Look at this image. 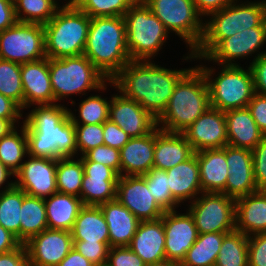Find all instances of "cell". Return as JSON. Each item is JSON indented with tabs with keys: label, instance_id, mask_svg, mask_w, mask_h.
Instances as JSON below:
<instances>
[{
	"label": "cell",
	"instance_id": "cell-25",
	"mask_svg": "<svg viewBox=\"0 0 266 266\" xmlns=\"http://www.w3.org/2000/svg\"><path fill=\"white\" fill-rule=\"evenodd\" d=\"M195 152L182 133L155 128L153 168L167 170L189 159Z\"/></svg>",
	"mask_w": 266,
	"mask_h": 266
},
{
	"label": "cell",
	"instance_id": "cell-57",
	"mask_svg": "<svg viewBox=\"0 0 266 266\" xmlns=\"http://www.w3.org/2000/svg\"><path fill=\"white\" fill-rule=\"evenodd\" d=\"M21 244L16 236L0 225V254L17 249Z\"/></svg>",
	"mask_w": 266,
	"mask_h": 266
},
{
	"label": "cell",
	"instance_id": "cell-26",
	"mask_svg": "<svg viewBox=\"0 0 266 266\" xmlns=\"http://www.w3.org/2000/svg\"><path fill=\"white\" fill-rule=\"evenodd\" d=\"M99 206L108 225L110 247L128 246L141 221L116 199Z\"/></svg>",
	"mask_w": 266,
	"mask_h": 266
},
{
	"label": "cell",
	"instance_id": "cell-42",
	"mask_svg": "<svg viewBox=\"0 0 266 266\" xmlns=\"http://www.w3.org/2000/svg\"><path fill=\"white\" fill-rule=\"evenodd\" d=\"M82 12L91 18L124 16L134 0H71Z\"/></svg>",
	"mask_w": 266,
	"mask_h": 266
},
{
	"label": "cell",
	"instance_id": "cell-56",
	"mask_svg": "<svg viewBox=\"0 0 266 266\" xmlns=\"http://www.w3.org/2000/svg\"><path fill=\"white\" fill-rule=\"evenodd\" d=\"M16 22L14 3L9 0H0V31L12 27Z\"/></svg>",
	"mask_w": 266,
	"mask_h": 266
},
{
	"label": "cell",
	"instance_id": "cell-38",
	"mask_svg": "<svg viewBox=\"0 0 266 266\" xmlns=\"http://www.w3.org/2000/svg\"><path fill=\"white\" fill-rule=\"evenodd\" d=\"M83 175L81 159H77V161L74 160V157L57 159L56 186L59 193L71 194L80 198Z\"/></svg>",
	"mask_w": 266,
	"mask_h": 266
},
{
	"label": "cell",
	"instance_id": "cell-47",
	"mask_svg": "<svg viewBox=\"0 0 266 266\" xmlns=\"http://www.w3.org/2000/svg\"><path fill=\"white\" fill-rule=\"evenodd\" d=\"M253 172L258 191H266V136L252 150Z\"/></svg>",
	"mask_w": 266,
	"mask_h": 266
},
{
	"label": "cell",
	"instance_id": "cell-54",
	"mask_svg": "<svg viewBox=\"0 0 266 266\" xmlns=\"http://www.w3.org/2000/svg\"><path fill=\"white\" fill-rule=\"evenodd\" d=\"M21 111L13 100L0 93V118L9 120L15 126V123L23 117Z\"/></svg>",
	"mask_w": 266,
	"mask_h": 266
},
{
	"label": "cell",
	"instance_id": "cell-32",
	"mask_svg": "<svg viewBox=\"0 0 266 266\" xmlns=\"http://www.w3.org/2000/svg\"><path fill=\"white\" fill-rule=\"evenodd\" d=\"M44 200L48 229L71 231L79 211L84 206L81 198L56 192Z\"/></svg>",
	"mask_w": 266,
	"mask_h": 266
},
{
	"label": "cell",
	"instance_id": "cell-6",
	"mask_svg": "<svg viewBox=\"0 0 266 266\" xmlns=\"http://www.w3.org/2000/svg\"><path fill=\"white\" fill-rule=\"evenodd\" d=\"M209 16L211 19L204 23V34L193 52L194 57H206L223 39L259 26L266 19V5L264 0L239 5L237 0H233L227 7Z\"/></svg>",
	"mask_w": 266,
	"mask_h": 266
},
{
	"label": "cell",
	"instance_id": "cell-1",
	"mask_svg": "<svg viewBox=\"0 0 266 266\" xmlns=\"http://www.w3.org/2000/svg\"><path fill=\"white\" fill-rule=\"evenodd\" d=\"M190 69L172 70L148 60H130L108 82L157 119L166 109L176 84Z\"/></svg>",
	"mask_w": 266,
	"mask_h": 266
},
{
	"label": "cell",
	"instance_id": "cell-9",
	"mask_svg": "<svg viewBox=\"0 0 266 266\" xmlns=\"http://www.w3.org/2000/svg\"><path fill=\"white\" fill-rule=\"evenodd\" d=\"M198 68L206 78L211 107L226 112L248 106L255 94L250 67L245 70L240 65H222L215 79L211 78L214 69L203 65Z\"/></svg>",
	"mask_w": 266,
	"mask_h": 266
},
{
	"label": "cell",
	"instance_id": "cell-28",
	"mask_svg": "<svg viewBox=\"0 0 266 266\" xmlns=\"http://www.w3.org/2000/svg\"><path fill=\"white\" fill-rule=\"evenodd\" d=\"M197 161L200 169V184L202 192L225 194L228 177L226 161V146L219 149L197 151Z\"/></svg>",
	"mask_w": 266,
	"mask_h": 266
},
{
	"label": "cell",
	"instance_id": "cell-45",
	"mask_svg": "<svg viewBox=\"0 0 266 266\" xmlns=\"http://www.w3.org/2000/svg\"><path fill=\"white\" fill-rule=\"evenodd\" d=\"M82 161H93L102 163L105 166L112 168L120 176V150L109 147L107 145H100L90 151L84 156H81Z\"/></svg>",
	"mask_w": 266,
	"mask_h": 266
},
{
	"label": "cell",
	"instance_id": "cell-58",
	"mask_svg": "<svg viewBox=\"0 0 266 266\" xmlns=\"http://www.w3.org/2000/svg\"><path fill=\"white\" fill-rule=\"evenodd\" d=\"M58 266H95L75 248H72Z\"/></svg>",
	"mask_w": 266,
	"mask_h": 266
},
{
	"label": "cell",
	"instance_id": "cell-22",
	"mask_svg": "<svg viewBox=\"0 0 266 266\" xmlns=\"http://www.w3.org/2000/svg\"><path fill=\"white\" fill-rule=\"evenodd\" d=\"M24 108L31 105L55 104L50 81L49 58L21 64Z\"/></svg>",
	"mask_w": 266,
	"mask_h": 266
},
{
	"label": "cell",
	"instance_id": "cell-8",
	"mask_svg": "<svg viewBox=\"0 0 266 266\" xmlns=\"http://www.w3.org/2000/svg\"><path fill=\"white\" fill-rule=\"evenodd\" d=\"M49 71L55 102L91 89L104 91L108 81L85 55L49 58Z\"/></svg>",
	"mask_w": 266,
	"mask_h": 266
},
{
	"label": "cell",
	"instance_id": "cell-43",
	"mask_svg": "<svg viewBox=\"0 0 266 266\" xmlns=\"http://www.w3.org/2000/svg\"><path fill=\"white\" fill-rule=\"evenodd\" d=\"M146 179L148 190L156 202L165 210H175L179 203L172 197L168 175L165 170L152 168L147 174L143 175Z\"/></svg>",
	"mask_w": 266,
	"mask_h": 266
},
{
	"label": "cell",
	"instance_id": "cell-16",
	"mask_svg": "<svg viewBox=\"0 0 266 266\" xmlns=\"http://www.w3.org/2000/svg\"><path fill=\"white\" fill-rule=\"evenodd\" d=\"M30 266H58L73 248L70 231L45 229L25 244Z\"/></svg>",
	"mask_w": 266,
	"mask_h": 266
},
{
	"label": "cell",
	"instance_id": "cell-29",
	"mask_svg": "<svg viewBox=\"0 0 266 266\" xmlns=\"http://www.w3.org/2000/svg\"><path fill=\"white\" fill-rule=\"evenodd\" d=\"M236 230L247 236L266 233V191L236 199Z\"/></svg>",
	"mask_w": 266,
	"mask_h": 266
},
{
	"label": "cell",
	"instance_id": "cell-3",
	"mask_svg": "<svg viewBox=\"0 0 266 266\" xmlns=\"http://www.w3.org/2000/svg\"><path fill=\"white\" fill-rule=\"evenodd\" d=\"M83 55L108 80H112L131 60L126 44L124 16L91 18Z\"/></svg>",
	"mask_w": 266,
	"mask_h": 266
},
{
	"label": "cell",
	"instance_id": "cell-31",
	"mask_svg": "<svg viewBox=\"0 0 266 266\" xmlns=\"http://www.w3.org/2000/svg\"><path fill=\"white\" fill-rule=\"evenodd\" d=\"M70 232L73 241L109 243V229L100 206L84 205Z\"/></svg>",
	"mask_w": 266,
	"mask_h": 266
},
{
	"label": "cell",
	"instance_id": "cell-23",
	"mask_svg": "<svg viewBox=\"0 0 266 266\" xmlns=\"http://www.w3.org/2000/svg\"><path fill=\"white\" fill-rule=\"evenodd\" d=\"M128 247L146 265L166 260L165 232L162 219L141 221Z\"/></svg>",
	"mask_w": 266,
	"mask_h": 266
},
{
	"label": "cell",
	"instance_id": "cell-20",
	"mask_svg": "<svg viewBox=\"0 0 266 266\" xmlns=\"http://www.w3.org/2000/svg\"><path fill=\"white\" fill-rule=\"evenodd\" d=\"M109 119L131 138L150 134L157 127V119L134 100L121 95L112 96Z\"/></svg>",
	"mask_w": 266,
	"mask_h": 266
},
{
	"label": "cell",
	"instance_id": "cell-17",
	"mask_svg": "<svg viewBox=\"0 0 266 266\" xmlns=\"http://www.w3.org/2000/svg\"><path fill=\"white\" fill-rule=\"evenodd\" d=\"M194 152L228 145L225 112L210 107L182 132Z\"/></svg>",
	"mask_w": 266,
	"mask_h": 266
},
{
	"label": "cell",
	"instance_id": "cell-61",
	"mask_svg": "<svg viewBox=\"0 0 266 266\" xmlns=\"http://www.w3.org/2000/svg\"><path fill=\"white\" fill-rule=\"evenodd\" d=\"M147 266H180V263L173 260H164L158 263L150 264Z\"/></svg>",
	"mask_w": 266,
	"mask_h": 266
},
{
	"label": "cell",
	"instance_id": "cell-36",
	"mask_svg": "<svg viewBox=\"0 0 266 266\" xmlns=\"http://www.w3.org/2000/svg\"><path fill=\"white\" fill-rule=\"evenodd\" d=\"M17 126L0 139V161L15 175L22 166V158L28 154L26 128L23 124L21 134Z\"/></svg>",
	"mask_w": 266,
	"mask_h": 266
},
{
	"label": "cell",
	"instance_id": "cell-55",
	"mask_svg": "<svg viewBox=\"0 0 266 266\" xmlns=\"http://www.w3.org/2000/svg\"><path fill=\"white\" fill-rule=\"evenodd\" d=\"M233 0H193L198 13L202 16H209L227 7Z\"/></svg>",
	"mask_w": 266,
	"mask_h": 266
},
{
	"label": "cell",
	"instance_id": "cell-27",
	"mask_svg": "<svg viewBox=\"0 0 266 266\" xmlns=\"http://www.w3.org/2000/svg\"><path fill=\"white\" fill-rule=\"evenodd\" d=\"M172 197L180 204L202 193L196 152L186 161L166 170ZM196 196V197H195Z\"/></svg>",
	"mask_w": 266,
	"mask_h": 266
},
{
	"label": "cell",
	"instance_id": "cell-14",
	"mask_svg": "<svg viewBox=\"0 0 266 266\" xmlns=\"http://www.w3.org/2000/svg\"><path fill=\"white\" fill-rule=\"evenodd\" d=\"M116 200L140 221L162 218L165 210L156 202L144 176H119Z\"/></svg>",
	"mask_w": 266,
	"mask_h": 266
},
{
	"label": "cell",
	"instance_id": "cell-10",
	"mask_svg": "<svg viewBox=\"0 0 266 266\" xmlns=\"http://www.w3.org/2000/svg\"><path fill=\"white\" fill-rule=\"evenodd\" d=\"M168 32H175L189 45L191 52L199 46L204 22L193 0H143ZM200 16V17H199Z\"/></svg>",
	"mask_w": 266,
	"mask_h": 266
},
{
	"label": "cell",
	"instance_id": "cell-7",
	"mask_svg": "<svg viewBox=\"0 0 266 266\" xmlns=\"http://www.w3.org/2000/svg\"><path fill=\"white\" fill-rule=\"evenodd\" d=\"M124 20L130 59L150 61L166 42L168 30L143 1H135Z\"/></svg>",
	"mask_w": 266,
	"mask_h": 266
},
{
	"label": "cell",
	"instance_id": "cell-11",
	"mask_svg": "<svg viewBox=\"0 0 266 266\" xmlns=\"http://www.w3.org/2000/svg\"><path fill=\"white\" fill-rule=\"evenodd\" d=\"M189 206L199 234L236 230V200L224 193L202 192Z\"/></svg>",
	"mask_w": 266,
	"mask_h": 266
},
{
	"label": "cell",
	"instance_id": "cell-39",
	"mask_svg": "<svg viewBox=\"0 0 266 266\" xmlns=\"http://www.w3.org/2000/svg\"><path fill=\"white\" fill-rule=\"evenodd\" d=\"M60 7L56 0H15L14 2L17 22L23 23L45 25Z\"/></svg>",
	"mask_w": 266,
	"mask_h": 266
},
{
	"label": "cell",
	"instance_id": "cell-51",
	"mask_svg": "<svg viewBox=\"0 0 266 266\" xmlns=\"http://www.w3.org/2000/svg\"><path fill=\"white\" fill-rule=\"evenodd\" d=\"M104 145L121 149L129 140L130 136L110 119L103 123Z\"/></svg>",
	"mask_w": 266,
	"mask_h": 266
},
{
	"label": "cell",
	"instance_id": "cell-37",
	"mask_svg": "<svg viewBox=\"0 0 266 266\" xmlns=\"http://www.w3.org/2000/svg\"><path fill=\"white\" fill-rule=\"evenodd\" d=\"M215 266H248V236L237 230L226 233Z\"/></svg>",
	"mask_w": 266,
	"mask_h": 266
},
{
	"label": "cell",
	"instance_id": "cell-50",
	"mask_svg": "<svg viewBox=\"0 0 266 266\" xmlns=\"http://www.w3.org/2000/svg\"><path fill=\"white\" fill-rule=\"evenodd\" d=\"M256 55L249 66L253 75L254 90L255 93L266 95V51Z\"/></svg>",
	"mask_w": 266,
	"mask_h": 266
},
{
	"label": "cell",
	"instance_id": "cell-53",
	"mask_svg": "<svg viewBox=\"0 0 266 266\" xmlns=\"http://www.w3.org/2000/svg\"><path fill=\"white\" fill-rule=\"evenodd\" d=\"M0 266H30L24 244L17 249L0 254Z\"/></svg>",
	"mask_w": 266,
	"mask_h": 266
},
{
	"label": "cell",
	"instance_id": "cell-48",
	"mask_svg": "<svg viewBox=\"0 0 266 266\" xmlns=\"http://www.w3.org/2000/svg\"><path fill=\"white\" fill-rule=\"evenodd\" d=\"M106 266H147L128 246L110 247Z\"/></svg>",
	"mask_w": 266,
	"mask_h": 266
},
{
	"label": "cell",
	"instance_id": "cell-12",
	"mask_svg": "<svg viewBox=\"0 0 266 266\" xmlns=\"http://www.w3.org/2000/svg\"><path fill=\"white\" fill-rule=\"evenodd\" d=\"M45 31L42 24L16 22L0 31V59L24 64L45 58Z\"/></svg>",
	"mask_w": 266,
	"mask_h": 266
},
{
	"label": "cell",
	"instance_id": "cell-49",
	"mask_svg": "<svg viewBox=\"0 0 266 266\" xmlns=\"http://www.w3.org/2000/svg\"><path fill=\"white\" fill-rule=\"evenodd\" d=\"M248 266H266V233L248 236Z\"/></svg>",
	"mask_w": 266,
	"mask_h": 266
},
{
	"label": "cell",
	"instance_id": "cell-4",
	"mask_svg": "<svg viewBox=\"0 0 266 266\" xmlns=\"http://www.w3.org/2000/svg\"><path fill=\"white\" fill-rule=\"evenodd\" d=\"M195 67L178 81L166 109L157 118V127L161 124V130L182 133L211 107L206 78Z\"/></svg>",
	"mask_w": 266,
	"mask_h": 266
},
{
	"label": "cell",
	"instance_id": "cell-59",
	"mask_svg": "<svg viewBox=\"0 0 266 266\" xmlns=\"http://www.w3.org/2000/svg\"><path fill=\"white\" fill-rule=\"evenodd\" d=\"M15 126L6 119L0 118V139L6 136Z\"/></svg>",
	"mask_w": 266,
	"mask_h": 266
},
{
	"label": "cell",
	"instance_id": "cell-41",
	"mask_svg": "<svg viewBox=\"0 0 266 266\" xmlns=\"http://www.w3.org/2000/svg\"><path fill=\"white\" fill-rule=\"evenodd\" d=\"M107 98H102L100 95H92L81 101L79 104V119L69 110V116L74 124H103L109 119V104Z\"/></svg>",
	"mask_w": 266,
	"mask_h": 266
},
{
	"label": "cell",
	"instance_id": "cell-30",
	"mask_svg": "<svg viewBox=\"0 0 266 266\" xmlns=\"http://www.w3.org/2000/svg\"><path fill=\"white\" fill-rule=\"evenodd\" d=\"M225 117L230 146L252 151L265 136L247 107L226 111Z\"/></svg>",
	"mask_w": 266,
	"mask_h": 266
},
{
	"label": "cell",
	"instance_id": "cell-33",
	"mask_svg": "<svg viewBox=\"0 0 266 266\" xmlns=\"http://www.w3.org/2000/svg\"><path fill=\"white\" fill-rule=\"evenodd\" d=\"M45 229H48L45 200L25 195L20 214V242L25 244Z\"/></svg>",
	"mask_w": 266,
	"mask_h": 266
},
{
	"label": "cell",
	"instance_id": "cell-40",
	"mask_svg": "<svg viewBox=\"0 0 266 266\" xmlns=\"http://www.w3.org/2000/svg\"><path fill=\"white\" fill-rule=\"evenodd\" d=\"M0 93L13 100L23 110L21 64L0 59Z\"/></svg>",
	"mask_w": 266,
	"mask_h": 266
},
{
	"label": "cell",
	"instance_id": "cell-5",
	"mask_svg": "<svg viewBox=\"0 0 266 266\" xmlns=\"http://www.w3.org/2000/svg\"><path fill=\"white\" fill-rule=\"evenodd\" d=\"M90 23L91 17L71 0L62 5L43 25L46 57L60 59L83 55Z\"/></svg>",
	"mask_w": 266,
	"mask_h": 266
},
{
	"label": "cell",
	"instance_id": "cell-46",
	"mask_svg": "<svg viewBox=\"0 0 266 266\" xmlns=\"http://www.w3.org/2000/svg\"><path fill=\"white\" fill-rule=\"evenodd\" d=\"M73 248L95 266H106L109 243L73 241Z\"/></svg>",
	"mask_w": 266,
	"mask_h": 266
},
{
	"label": "cell",
	"instance_id": "cell-21",
	"mask_svg": "<svg viewBox=\"0 0 266 266\" xmlns=\"http://www.w3.org/2000/svg\"><path fill=\"white\" fill-rule=\"evenodd\" d=\"M226 161L229 175L226 180L225 195L236 200L258 191L251 150L226 145Z\"/></svg>",
	"mask_w": 266,
	"mask_h": 266
},
{
	"label": "cell",
	"instance_id": "cell-52",
	"mask_svg": "<svg viewBox=\"0 0 266 266\" xmlns=\"http://www.w3.org/2000/svg\"><path fill=\"white\" fill-rule=\"evenodd\" d=\"M247 108L259 130L266 136V95L255 93Z\"/></svg>",
	"mask_w": 266,
	"mask_h": 266
},
{
	"label": "cell",
	"instance_id": "cell-24",
	"mask_svg": "<svg viewBox=\"0 0 266 266\" xmlns=\"http://www.w3.org/2000/svg\"><path fill=\"white\" fill-rule=\"evenodd\" d=\"M154 149L155 129L145 136L130 138L120 149V176L147 174L154 165Z\"/></svg>",
	"mask_w": 266,
	"mask_h": 266
},
{
	"label": "cell",
	"instance_id": "cell-34",
	"mask_svg": "<svg viewBox=\"0 0 266 266\" xmlns=\"http://www.w3.org/2000/svg\"><path fill=\"white\" fill-rule=\"evenodd\" d=\"M225 234H199L180 266H215Z\"/></svg>",
	"mask_w": 266,
	"mask_h": 266
},
{
	"label": "cell",
	"instance_id": "cell-44",
	"mask_svg": "<svg viewBox=\"0 0 266 266\" xmlns=\"http://www.w3.org/2000/svg\"><path fill=\"white\" fill-rule=\"evenodd\" d=\"M103 124H75L77 151L84 156L88 151L104 145Z\"/></svg>",
	"mask_w": 266,
	"mask_h": 266
},
{
	"label": "cell",
	"instance_id": "cell-60",
	"mask_svg": "<svg viewBox=\"0 0 266 266\" xmlns=\"http://www.w3.org/2000/svg\"><path fill=\"white\" fill-rule=\"evenodd\" d=\"M14 174L0 161V187Z\"/></svg>",
	"mask_w": 266,
	"mask_h": 266
},
{
	"label": "cell",
	"instance_id": "cell-13",
	"mask_svg": "<svg viewBox=\"0 0 266 266\" xmlns=\"http://www.w3.org/2000/svg\"><path fill=\"white\" fill-rule=\"evenodd\" d=\"M266 42V19L257 27L246 29L223 39L206 57H194L190 51L187 59H206L222 65H238L235 59L248 57ZM235 63H233V62Z\"/></svg>",
	"mask_w": 266,
	"mask_h": 266
},
{
	"label": "cell",
	"instance_id": "cell-2",
	"mask_svg": "<svg viewBox=\"0 0 266 266\" xmlns=\"http://www.w3.org/2000/svg\"><path fill=\"white\" fill-rule=\"evenodd\" d=\"M26 128L28 155L49 159L74 157L77 154L75 124L69 109L61 104L37 105L23 122Z\"/></svg>",
	"mask_w": 266,
	"mask_h": 266
},
{
	"label": "cell",
	"instance_id": "cell-35",
	"mask_svg": "<svg viewBox=\"0 0 266 266\" xmlns=\"http://www.w3.org/2000/svg\"><path fill=\"white\" fill-rule=\"evenodd\" d=\"M0 191V225L20 241V214L26 193L8 182Z\"/></svg>",
	"mask_w": 266,
	"mask_h": 266
},
{
	"label": "cell",
	"instance_id": "cell-19",
	"mask_svg": "<svg viewBox=\"0 0 266 266\" xmlns=\"http://www.w3.org/2000/svg\"><path fill=\"white\" fill-rule=\"evenodd\" d=\"M84 175L80 198L83 205L99 206L116 199L119 175L99 162L82 161Z\"/></svg>",
	"mask_w": 266,
	"mask_h": 266
},
{
	"label": "cell",
	"instance_id": "cell-18",
	"mask_svg": "<svg viewBox=\"0 0 266 266\" xmlns=\"http://www.w3.org/2000/svg\"><path fill=\"white\" fill-rule=\"evenodd\" d=\"M176 213V210L165 211L161 219L165 232L166 260L181 263L199 233L189 211L186 214Z\"/></svg>",
	"mask_w": 266,
	"mask_h": 266
},
{
	"label": "cell",
	"instance_id": "cell-15",
	"mask_svg": "<svg viewBox=\"0 0 266 266\" xmlns=\"http://www.w3.org/2000/svg\"><path fill=\"white\" fill-rule=\"evenodd\" d=\"M30 159L22 163L20 170L14 175V185L26 195L45 199L57 191L56 168L57 159L28 156Z\"/></svg>",
	"mask_w": 266,
	"mask_h": 266
}]
</instances>
